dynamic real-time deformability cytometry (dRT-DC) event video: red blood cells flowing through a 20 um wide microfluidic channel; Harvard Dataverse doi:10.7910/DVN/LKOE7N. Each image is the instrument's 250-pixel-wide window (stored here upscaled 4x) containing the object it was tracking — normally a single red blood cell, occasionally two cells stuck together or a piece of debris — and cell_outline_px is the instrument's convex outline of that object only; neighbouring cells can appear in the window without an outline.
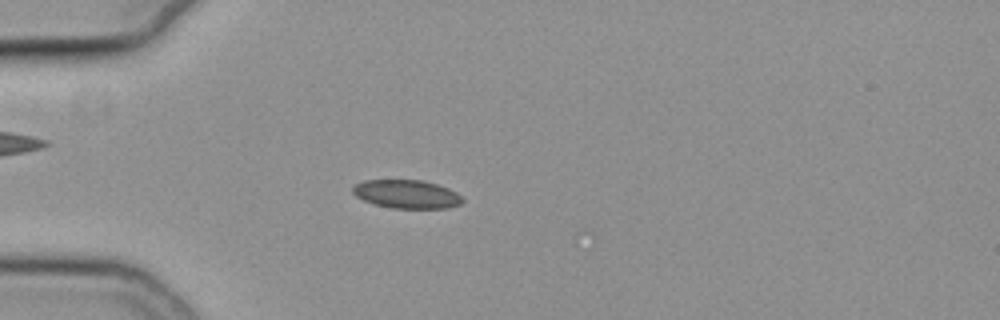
{"species": "common noctule bat (a hibernating species)", "species_latin": "Nyctalus noctula", "temperature_condition": "cold", "stored_images_in_passage": 13, "camera_frame_rate_fps": 3000, "um_per_image_px": 0.085, "animal": {"sex": "female", "body_mass_g": 19.3, "forearm_length_mm": 54.1}, "frame": {"image": 1, "passage_image": 4, "time_ms": 1.0, "image_size_px": [1000, 320], "cell_outline_px": [[464, 200], [460, 204], [448, 208], [392, 208], [376, 204], [364, 200], [356, 196], [352, 192], [352, 188], [356, 184], [364, 180], [424, 180], [448, 188], [456, 192]], "centroid_in_image_um": [34.57, 16.5], "position_along_channel_um": 50.4, "area_um2": 18.09}}
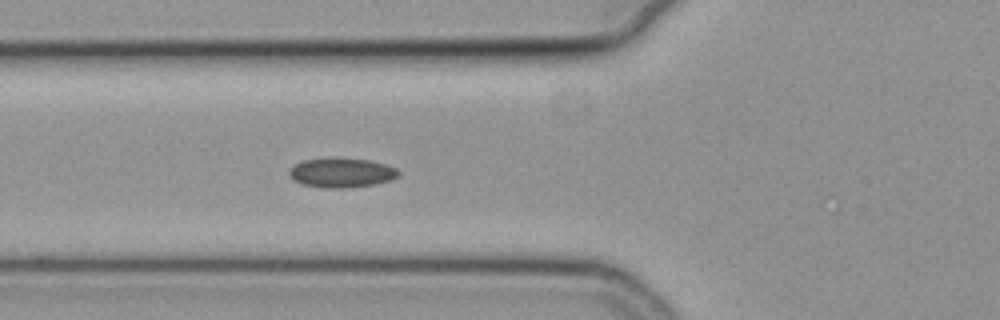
{"frame": {"image": 2, "passage_image": 9, "time_ms": 2.667, "image_size_px": [1000, 320], "cell_outline_px": [[400, 176], [392, 180], [372, 184], [344, 188], [328, 188], [300, 184], [292, 180], [288, 172], [288, 168], [304, 160], [332, 156], [368, 160], [384, 164], [396, 168], [400, 172]], "centroid_in_image_um": [28.99, 14.66], "position_along_channel_um": 96.8, "area_um2": 19.13}}
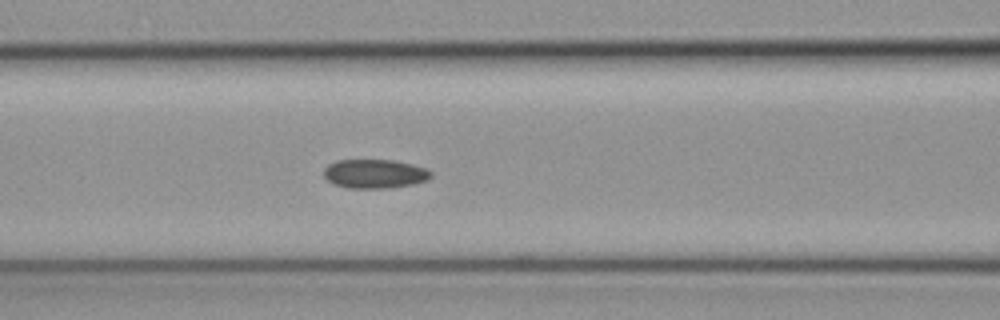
{"frame": {"image": 3, "passage_image": 12, "time_ms": 3.667, "image_size_px": [1000, 320], "cell_outline_px": [[432, 176], [428, 180], [412, 184], [388, 188], [348, 188], [336, 184], [328, 180], [324, 176], [324, 168], [328, 164], [336, 160], [392, 160], [412, 164], [424, 168], [432, 172]], "centroid_in_image_um": [31.85, 14.77], "position_along_channel_um": 134.8, "area_um2": 18.03}}